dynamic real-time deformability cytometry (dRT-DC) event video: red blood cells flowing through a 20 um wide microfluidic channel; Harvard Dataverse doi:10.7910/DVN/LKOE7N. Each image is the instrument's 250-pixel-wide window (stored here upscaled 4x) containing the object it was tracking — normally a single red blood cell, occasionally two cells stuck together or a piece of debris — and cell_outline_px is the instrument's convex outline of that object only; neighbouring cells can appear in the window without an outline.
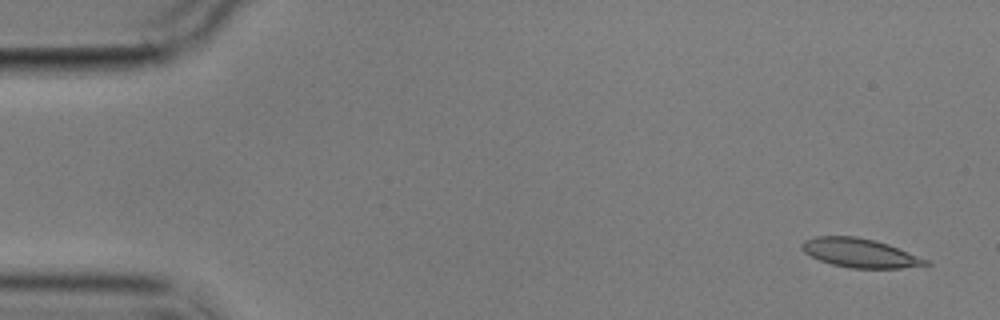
{"species": "common noctule bat (a hibernating species)", "species_latin": "Nyctalus noctula", "temperature_condition": "cold", "stored_images_in_passage": 6, "camera_frame_rate_fps": 3000, "um_per_image_px": 0.085, "animal": {"sex": "male", "body_mass_g": 17.9}, "frame": {"image": 1, "passage_image": 1, "time_ms": 0.0, "image_size_px": [1000, 320], "cell_outline_px": [[932, 264], [900, 268], [852, 268], [832, 264], [820, 260], [804, 252], [800, 248], [800, 244], [804, 240], [816, 236], [856, 236], [888, 244], [928, 260]], "centroid_in_image_um": [73.06, 21.5], "position_along_channel_um": 11.9, "area_um2": 20.69}}